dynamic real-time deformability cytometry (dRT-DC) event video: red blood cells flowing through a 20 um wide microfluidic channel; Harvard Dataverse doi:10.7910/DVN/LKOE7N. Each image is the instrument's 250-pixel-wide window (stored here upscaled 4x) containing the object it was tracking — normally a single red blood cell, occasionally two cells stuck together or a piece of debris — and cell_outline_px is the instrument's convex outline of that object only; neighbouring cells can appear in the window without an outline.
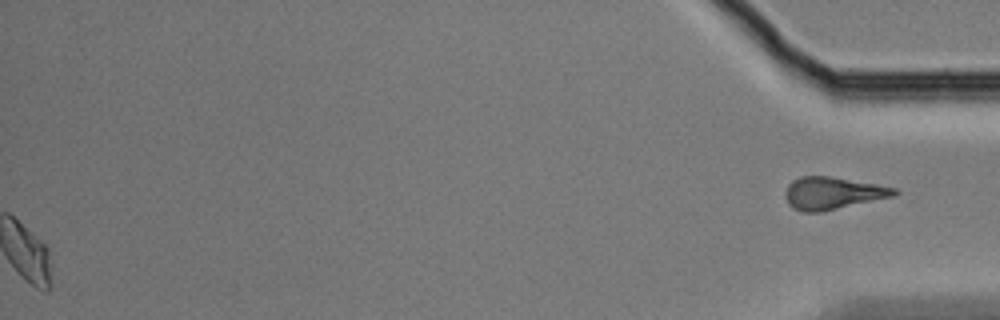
{"species": "Egyptian fruit bat (a non-hibernating species)", "species_latin": "Rousettus aegyptiacus", "temperature_condition": "cold", "stored_images_in_passage": 41, "segment_of_instrument_passage": [2, 2], "camera_frame_rate_fps": 3000, "um_per_image_px": 0.085, "animal": {"sex": "male"}, "frame": {"image": 1, "passage_image": 41, "time_ms": 13.333, "image_size_px": [1000, 320], "cell_outline_px": [[900, 192], [896, 196], [820, 212], [804, 212], [792, 208], [788, 204], [784, 196], [784, 192], [788, 184], [792, 180], [800, 176], [828, 176], [876, 184], [896, 188]], "centroid_in_image_um": [70.76, 16.42], "position_along_channel_um": 364.4, "area_um2": 20.69}}